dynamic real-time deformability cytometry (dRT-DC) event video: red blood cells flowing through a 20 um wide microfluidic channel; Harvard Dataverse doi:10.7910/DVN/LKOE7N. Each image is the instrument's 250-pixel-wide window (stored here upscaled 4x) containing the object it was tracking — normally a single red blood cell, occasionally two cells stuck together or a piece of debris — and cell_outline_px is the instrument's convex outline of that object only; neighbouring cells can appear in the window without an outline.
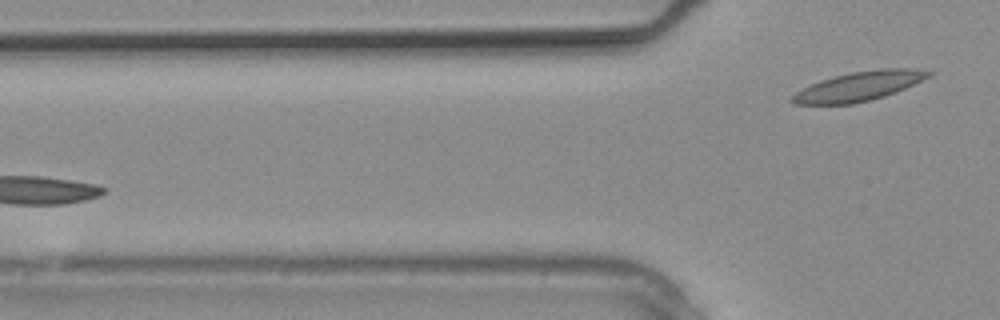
{"species": "common noctule bat (a hibernating species)", "species_latin": "Nyctalus noctula", "temperature_condition": "warm", "stored_images_in_passage": 6, "camera_frame_rate_fps": 3000, "um_per_image_px": 0.085, "animal": {"sex": "male", "body_mass_g": 20.4}, "frame": {"image": 1, "passage_image": 6, "time_ms": 1.667, "image_size_px": [1000, 320], "cell_outline_px": [[936, 72], [932, 76], [896, 92], [884, 96], [852, 104], [792, 104], [788, 100], [796, 92], [820, 80], [852, 72], [880, 68], [908, 68]], "centroid_in_image_um": [73.04, 7.33], "position_along_channel_um": 52.8, "area_um2": 23.18}}